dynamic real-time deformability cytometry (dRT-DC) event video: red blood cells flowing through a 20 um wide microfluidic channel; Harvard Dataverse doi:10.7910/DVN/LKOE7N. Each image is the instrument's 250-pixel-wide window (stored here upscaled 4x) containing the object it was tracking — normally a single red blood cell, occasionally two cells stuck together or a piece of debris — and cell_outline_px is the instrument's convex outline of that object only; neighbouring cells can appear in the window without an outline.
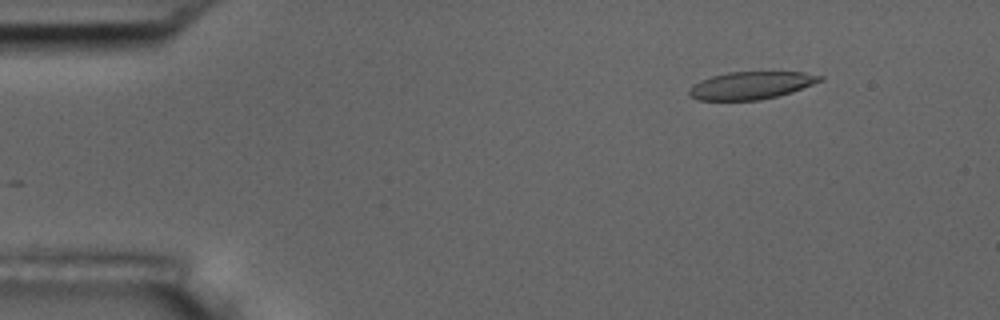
{"species": "common noctule bat (a hibernating species)", "species_latin": "Nyctalus noctula", "temperature_condition": "room temperature", "stored_images_in_passage": 49, "camera_frame_rate_fps": 3000, "um_per_image_px": 0.085, "animal": {"sex": "male", "body_mass_g": 17.5, "forearm_length_mm": 52.3}, "frame": {"image": 1, "passage_image": 1, "time_ms": 0.0, "image_size_px": [1000, 320], "cell_outline_px": [[824, 80], [792, 92], [760, 100], [700, 100], [688, 96], [688, 92], [700, 80], [712, 76], [728, 72], [804, 72], [824, 76]], "centroid_in_image_um": [63.88, 7.25], "position_along_channel_um": 21.1, "area_um2": 20.92}}
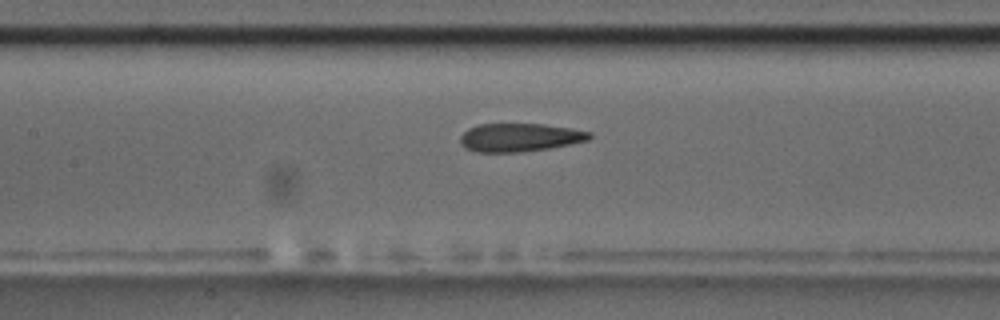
{"frame": {"image": 2, "passage_image": 19, "time_ms": 6.0, "image_size_px": [1000, 320], "cell_outline_px": [[592, 136], [588, 140], [548, 148], [520, 152], [476, 152], [464, 148], [460, 144], [460, 136], [468, 128], [476, 124], [544, 124], [572, 128], [592, 132]], "centroid_in_image_um": [44.14, 11.67], "position_along_channel_um": 163.3, "area_um2": 21.39}}
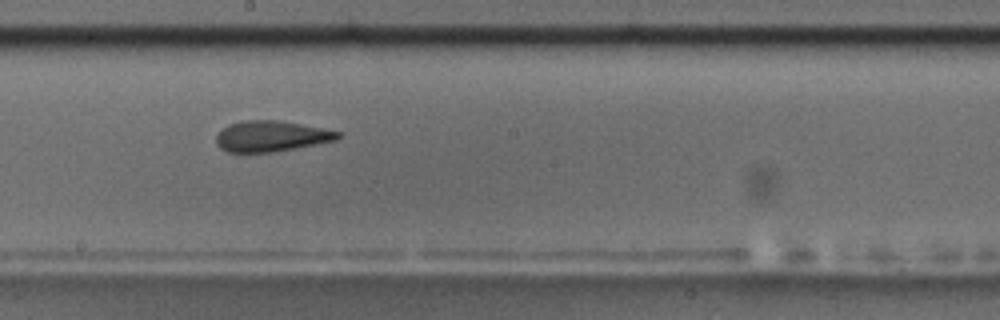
{"frame": {"image": 3, "passage_image": 24, "time_ms": 7.667, "image_size_px": [1000, 320], "cell_outline_px": [[344, 136], [336, 140], [272, 152], [228, 152], [220, 148], [216, 144], [216, 136], [228, 124], [240, 120], [276, 120], [324, 128], [340, 132]], "centroid_in_image_um": [23.05, 11.57], "position_along_channel_um": 225.2, "area_um2": 21.73}, "authors_computed_cell_mechanics": {"area_um2": 22.4264, "velocity_mm_per_s": 3.7456, "shape_relaxation_time_tau1_ms": 5.272, "shape_relaxation_time_tau2_ms": 1.5987, "deformation_change_tau1": 0.1843, "deformation_change_tau2": 0.1063}}